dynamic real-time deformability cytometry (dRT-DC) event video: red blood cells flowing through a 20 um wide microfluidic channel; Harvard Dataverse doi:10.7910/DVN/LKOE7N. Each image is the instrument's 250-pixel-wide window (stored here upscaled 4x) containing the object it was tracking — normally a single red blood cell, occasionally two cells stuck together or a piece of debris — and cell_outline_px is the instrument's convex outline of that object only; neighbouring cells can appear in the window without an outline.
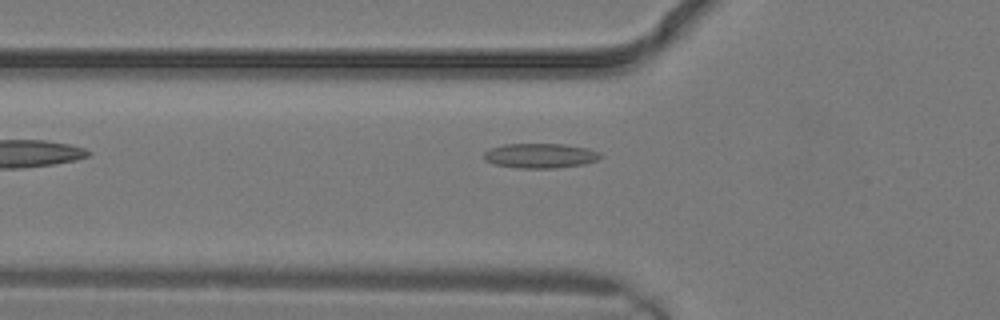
{"species": "common noctule bat (a hibernating species)", "species_latin": "Nyctalus noctula", "temperature_condition": "warm", "stored_images_in_passage": 2, "camera_frame_rate_fps": 3000, "um_per_image_px": 0.085, "animal": {"sex": "male", "body_mass_g": 19.2, "forearm_length_mm": 51.8}, "frame": {"image": 1, "passage_image": 2, "time_ms": 0.333, "image_size_px": [1000, 320], "cell_outline_px": [[604, 156], [596, 160], [584, 164], [556, 168], [516, 168], [492, 164], [484, 160], [484, 152], [488, 148], [504, 144], [564, 144], [588, 148], [600, 152]], "centroid_in_image_um": [45.9, 13.23], "position_along_channel_um": 79.9, "area_um2": 17.05}}